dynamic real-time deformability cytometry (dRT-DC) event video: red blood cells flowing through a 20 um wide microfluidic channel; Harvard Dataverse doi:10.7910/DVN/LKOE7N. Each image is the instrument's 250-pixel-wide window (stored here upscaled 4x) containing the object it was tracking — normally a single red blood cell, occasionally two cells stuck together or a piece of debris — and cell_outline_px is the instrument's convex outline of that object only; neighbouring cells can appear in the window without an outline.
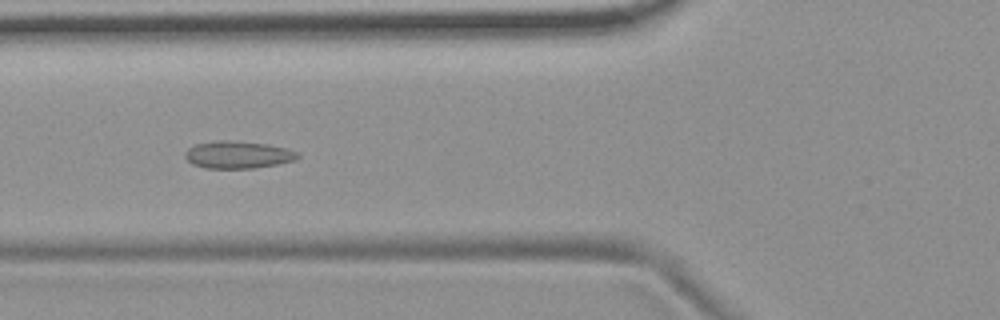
{"species": "common noctule bat (a hibernating species)", "species_latin": "Nyctalus noctula", "temperature_condition": "room temperature", "stored_images_in_passage": 47, "camera_frame_rate_fps": 3000, "um_per_image_px": 0.085, "animal": {"sex": "female", "body_mass_g": 19.9}, "frame": {"image": 1, "passage_image": 12, "time_ms": 3.667, "image_size_px": [1000, 320], "cell_outline_px": [[300, 156], [296, 160], [276, 164], [252, 168], [204, 168], [192, 164], [184, 156], [184, 152], [188, 148], [196, 144], [216, 140], [236, 140], [268, 144], [284, 148], [296, 152]], "centroid_in_image_um": [20.18, 13.14], "position_along_channel_um": 105.6, "area_um2": 17.98}}
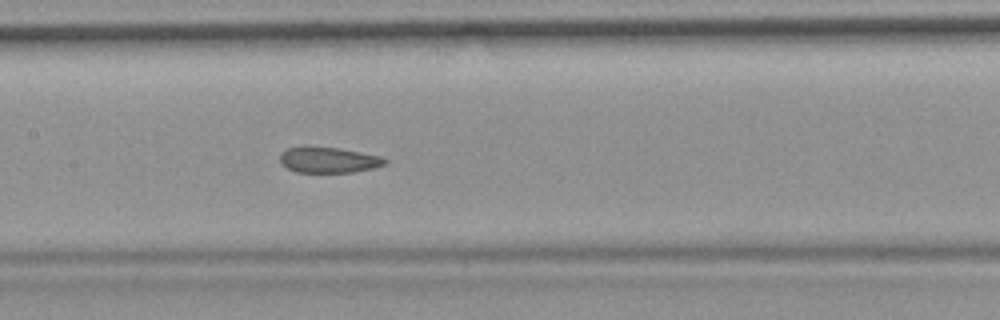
{"frame": {"image": 2, "passage_image": 18, "time_ms": 5.667, "image_size_px": [1000, 320], "cell_outline_px": [[388, 164], [372, 168], [352, 172], [296, 172], [280, 164], [280, 156], [288, 148], [340, 148], [380, 156], [388, 160]], "centroid_in_image_um": [27.98, 13.62], "position_along_channel_um": 179.4, "area_um2": 15.32}}
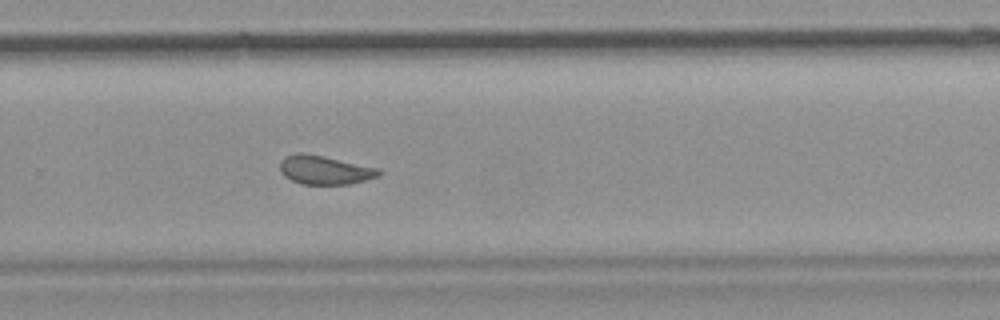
{"frame": {"image": 3, "passage_image": 28, "time_ms": 9.0, "image_size_px": [1000, 320], "cell_outline_px": [[380, 176], [348, 184], [300, 184], [284, 176], [280, 172], [280, 164], [284, 156], [296, 152], [304, 152], [324, 156], [380, 168]], "centroid_in_image_um": [27.58, 14.43], "position_along_channel_um": 302.2, "area_um2": 16.7}, "authors_computed_cell_mechanics": {"area_um2": 16.9932, "velocity_mm_per_s": 3.6953, "shape_relaxation_time_tau1_ms": null, "shape_relaxation_time_tau2_ms": 1.9938, "deformation_change_tau1": null, "deformation_change_tau2": 0.0673}}